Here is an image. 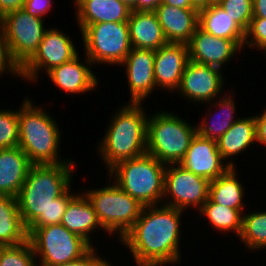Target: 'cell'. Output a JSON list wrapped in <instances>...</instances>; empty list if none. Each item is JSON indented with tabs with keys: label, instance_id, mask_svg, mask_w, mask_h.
Instances as JSON below:
<instances>
[{
	"label": "cell",
	"instance_id": "33",
	"mask_svg": "<svg viewBox=\"0 0 266 266\" xmlns=\"http://www.w3.org/2000/svg\"><path fill=\"white\" fill-rule=\"evenodd\" d=\"M19 146V122L17 109H0V149Z\"/></svg>",
	"mask_w": 266,
	"mask_h": 266
},
{
	"label": "cell",
	"instance_id": "37",
	"mask_svg": "<svg viewBox=\"0 0 266 266\" xmlns=\"http://www.w3.org/2000/svg\"><path fill=\"white\" fill-rule=\"evenodd\" d=\"M96 248V246L92 247L87 253L77 260L56 266H113L112 262L101 256L100 252Z\"/></svg>",
	"mask_w": 266,
	"mask_h": 266
},
{
	"label": "cell",
	"instance_id": "10",
	"mask_svg": "<svg viewBox=\"0 0 266 266\" xmlns=\"http://www.w3.org/2000/svg\"><path fill=\"white\" fill-rule=\"evenodd\" d=\"M44 22L24 9L11 11L0 19L10 54L20 68L37 52L48 28Z\"/></svg>",
	"mask_w": 266,
	"mask_h": 266
},
{
	"label": "cell",
	"instance_id": "25",
	"mask_svg": "<svg viewBox=\"0 0 266 266\" xmlns=\"http://www.w3.org/2000/svg\"><path fill=\"white\" fill-rule=\"evenodd\" d=\"M127 23L132 48L156 51L168 43L155 11H131Z\"/></svg>",
	"mask_w": 266,
	"mask_h": 266
},
{
	"label": "cell",
	"instance_id": "19",
	"mask_svg": "<svg viewBox=\"0 0 266 266\" xmlns=\"http://www.w3.org/2000/svg\"><path fill=\"white\" fill-rule=\"evenodd\" d=\"M235 97V92L232 93L228 89L222 96L210 103H206L205 105L206 107L208 106V108H206L201 120L196 124L197 134L217 141L226 133L231 128L232 124L240 118L236 116L238 110H236L237 105L233 99ZM213 112L216 113L213 114Z\"/></svg>",
	"mask_w": 266,
	"mask_h": 266
},
{
	"label": "cell",
	"instance_id": "44",
	"mask_svg": "<svg viewBox=\"0 0 266 266\" xmlns=\"http://www.w3.org/2000/svg\"><path fill=\"white\" fill-rule=\"evenodd\" d=\"M191 4L198 10L208 7L212 4L209 0H190Z\"/></svg>",
	"mask_w": 266,
	"mask_h": 266
},
{
	"label": "cell",
	"instance_id": "12",
	"mask_svg": "<svg viewBox=\"0 0 266 266\" xmlns=\"http://www.w3.org/2000/svg\"><path fill=\"white\" fill-rule=\"evenodd\" d=\"M210 181L179 164L166 165L162 204L182 211L200 210L209 198Z\"/></svg>",
	"mask_w": 266,
	"mask_h": 266
},
{
	"label": "cell",
	"instance_id": "18",
	"mask_svg": "<svg viewBox=\"0 0 266 266\" xmlns=\"http://www.w3.org/2000/svg\"><path fill=\"white\" fill-rule=\"evenodd\" d=\"M189 61L187 44L167 43L155 51L154 79L157 90L176 93Z\"/></svg>",
	"mask_w": 266,
	"mask_h": 266
},
{
	"label": "cell",
	"instance_id": "9",
	"mask_svg": "<svg viewBox=\"0 0 266 266\" xmlns=\"http://www.w3.org/2000/svg\"><path fill=\"white\" fill-rule=\"evenodd\" d=\"M38 266H56L81 258L92 246L61 224L27 228Z\"/></svg>",
	"mask_w": 266,
	"mask_h": 266
},
{
	"label": "cell",
	"instance_id": "11",
	"mask_svg": "<svg viewBox=\"0 0 266 266\" xmlns=\"http://www.w3.org/2000/svg\"><path fill=\"white\" fill-rule=\"evenodd\" d=\"M60 29L48 26L37 52L21 68V80L38 84L41 74L45 75L54 67L69 62L80 54L75 40L63 32V28Z\"/></svg>",
	"mask_w": 266,
	"mask_h": 266
},
{
	"label": "cell",
	"instance_id": "5",
	"mask_svg": "<svg viewBox=\"0 0 266 266\" xmlns=\"http://www.w3.org/2000/svg\"><path fill=\"white\" fill-rule=\"evenodd\" d=\"M166 165L152 155L124 160L106 175L143 207L162 204Z\"/></svg>",
	"mask_w": 266,
	"mask_h": 266
},
{
	"label": "cell",
	"instance_id": "40",
	"mask_svg": "<svg viewBox=\"0 0 266 266\" xmlns=\"http://www.w3.org/2000/svg\"><path fill=\"white\" fill-rule=\"evenodd\" d=\"M25 0H0V19L11 11L23 9Z\"/></svg>",
	"mask_w": 266,
	"mask_h": 266
},
{
	"label": "cell",
	"instance_id": "13",
	"mask_svg": "<svg viewBox=\"0 0 266 266\" xmlns=\"http://www.w3.org/2000/svg\"><path fill=\"white\" fill-rule=\"evenodd\" d=\"M225 84L223 70L189 60L176 94L188 103L206 104L225 94Z\"/></svg>",
	"mask_w": 266,
	"mask_h": 266
},
{
	"label": "cell",
	"instance_id": "45",
	"mask_svg": "<svg viewBox=\"0 0 266 266\" xmlns=\"http://www.w3.org/2000/svg\"><path fill=\"white\" fill-rule=\"evenodd\" d=\"M126 3L130 8L136 3V0H121Z\"/></svg>",
	"mask_w": 266,
	"mask_h": 266
},
{
	"label": "cell",
	"instance_id": "15",
	"mask_svg": "<svg viewBox=\"0 0 266 266\" xmlns=\"http://www.w3.org/2000/svg\"><path fill=\"white\" fill-rule=\"evenodd\" d=\"M189 60L222 70L242 49L233 41L215 37L199 26L187 43Z\"/></svg>",
	"mask_w": 266,
	"mask_h": 266
},
{
	"label": "cell",
	"instance_id": "23",
	"mask_svg": "<svg viewBox=\"0 0 266 266\" xmlns=\"http://www.w3.org/2000/svg\"><path fill=\"white\" fill-rule=\"evenodd\" d=\"M80 191L67 205L60 224L69 231L81 236L92 247H95L93 233H97L100 230L107 235L108 233L100 225L90 200L82 192L81 188Z\"/></svg>",
	"mask_w": 266,
	"mask_h": 266
},
{
	"label": "cell",
	"instance_id": "14",
	"mask_svg": "<svg viewBox=\"0 0 266 266\" xmlns=\"http://www.w3.org/2000/svg\"><path fill=\"white\" fill-rule=\"evenodd\" d=\"M155 51L132 48L125 60L119 65L124 68L130 99L128 103H145L157 90L154 79ZM146 99V100H145Z\"/></svg>",
	"mask_w": 266,
	"mask_h": 266
},
{
	"label": "cell",
	"instance_id": "26",
	"mask_svg": "<svg viewBox=\"0 0 266 266\" xmlns=\"http://www.w3.org/2000/svg\"><path fill=\"white\" fill-rule=\"evenodd\" d=\"M198 26L215 37L233 40L243 50L245 31L218 4L199 10Z\"/></svg>",
	"mask_w": 266,
	"mask_h": 266
},
{
	"label": "cell",
	"instance_id": "39",
	"mask_svg": "<svg viewBox=\"0 0 266 266\" xmlns=\"http://www.w3.org/2000/svg\"><path fill=\"white\" fill-rule=\"evenodd\" d=\"M262 113L254 114L256 123V142L266 149V105Z\"/></svg>",
	"mask_w": 266,
	"mask_h": 266
},
{
	"label": "cell",
	"instance_id": "21",
	"mask_svg": "<svg viewBox=\"0 0 266 266\" xmlns=\"http://www.w3.org/2000/svg\"><path fill=\"white\" fill-rule=\"evenodd\" d=\"M73 3L80 31L95 23L127 22L131 13V8L121 0H73Z\"/></svg>",
	"mask_w": 266,
	"mask_h": 266
},
{
	"label": "cell",
	"instance_id": "27",
	"mask_svg": "<svg viewBox=\"0 0 266 266\" xmlns=\"http://www.w3.org/2000/svg\"><path fill=\"white\" fill-rule=\"evenodd\" d=\"M242 183V184H241ZM245 189L237 168H229L225 173L220 175L209 184V198L217 204L232 209H247L245 201ZM245 195V196H244Z\"/></svg>",
	"mask_w": 266,
	"mask_h": 266
},
{
	"label": "cell",
	"instance_id": "6",
	"mask_svg": "<svg viewBox=\"0 0 266 266\" xmlns=\"http://www.w3.org/2000/svg\"><path fill=\"white\" fill-rule=\"evenodd\" d=\"M153 113L147 120L146 153L164 165L179 164L197 133L196 124L174 111L162 109Z\"/></svg>",
	"mask_w": 266,
	"mask_h": 266
},
{
	"label": "cell",
	"instance_id": "17",
	"mask_svg": "<svg viewBox=\"0 0 266 266\" xmlns=\"http://www.w3.org/2000/svg\"><path fill=\"white\" fill-rule=\"evenodd\" d=\"M179 165L209 181L215 180L230 168L220 155L217 141L197 133Z\"/></svg>",
	"mask_w": 266,
	"mask_h": 266
},
{
	"label": "cell",
	"instance_id": "41",
	"mask_svg": "<svg viewBox=\"0 0 266 266\" xmlns=\"http://www.w3.org/2000/svg\"><path fill=\"white\" fill-rule=\"evenodd\" d=\"M162 4V0H136L131 11H155Z\"/></svg>",
	"mask_w": 266,
	"mask_h": 266
},
{
	"label": "cell",
	"instance_id": "38",
	"mask_svg": "<svg viewBox=\"0 0 266 266\" xmlns=\"http://www.w3.org/2000/svg\"><path fill=\"white\" fill-rule=\"evenodd\" d=\"M53 1L54 0H25L23 9L33 17L45 20V16L50 13L55 3Z\"/></svg>",
	"mask_w": 266,
	"mask_h": 266
},
{
	"label": "cell",
	"instance_id": "16",
	"mask_svg": "<svg viewBox=\"0 0 266 266\" xmlns=\"http://www.w3.org/2000/svg\"><path fill=\"white\" fill-rule=\"evenodd\" d=\"M78 55L73 60L63 63L60 66L54 67L48 71L45 75L49 78L51 84L55 85L62 93H69V95L90 93L98 90L100 81L93 70L94 65L84 55L83 58ZM92 66V67H91Z\"/></svg>",
	"mask_w": 266,
	"mask_h": 266
},
{
	"label": "cell",
	"instance_id": "32",
	"mask_svg": "<svg viewBox=\"0 0 266 266\" xmlns=\"http://www.w3.org/2000/svg\"><path fill=\"white\" fill-rule=\"evenodd\" d=\"M70 187L62 196L53 200L45 213H42L28 228H41L49 225L60 224L69 202L78 194ZM75 192V193H74Z\"/></svg>",
	"mask_w": 266,
	"mask_h": 266
},
{
	"label": "cell",
	"instance_id": "3",
	"mask_svg": "<svg viewBox=\"0 0 266 266\" xmlns=\"http://www.w3.org/2000/svg\"><path fill=\"white\" fill-rule=\"evenodd\" d=\"M23 100L18 106L19 147L30 163L44 165L71 162V158L60 156L62 131L53 114L45 110V106L36 105L28 95Z\"/></svg>",
	"mask_w": 266,
	"mask_h": 266
},
{
	"label": "cell",
	"instance_id": "7",
	"mask_svg": "<svg viewBox=\"0 0 266 266\" xmlns=\"http://www.w3.org/2000/svg\"><path fill=\"white\" fill-rule=\"evenodd\" d=\"M108 180V181H107ZM105 186L82 189L90 200L102 228L118 241L134 225L143 206L109 177Z\"/></svg>",
	"mask_w": 266,
	"mask_h": 266
},
{
	"label": "cell",
	"instance_id": "20",
	"mask_svg": "<svg viewBox=\"0 0 266 266\" xmlns=\"http://www.w3.org/2000/svg\"><path fill=\"white\" fill-rule=\"evenodd\" d=\"M155 13L168 43L187 44L199 25L198 9L160 4Z\"/></svg>",
	"mask_w": 266,
	"mask_h": 266
},
{
	"label": "cell",
	"instance_id": "46",
	"mask_svg": "<svg viewBox=\"0 0 266 266\" xmlns=\"http://www.w3.org/2000/svg\"><path fill=\"white\" fill-rule=\"evenodd\" d=\"M212 4H217L220 0H209Z\"/></svg>",
	"mask_w": 266,
	"mask_h": 266
},
{
	"label": "cell",
	"instance_id": "43",
	"mask_svg": "<svg viewBox=\"0 0 266 266\" xmlns=\"http://www.w3.org/2000/svg\"><path fill=\"white\" fill-rule=\"evenodd\" d=\"M162 3L183 9H196L190 0H162Z\"/></svg>",
	"mask_w": 266,
	"mask_h": 266
},
{
	"label": "cell",
	"instance_id": "36",
	"mask_svg": "<svg viewBox=\"0 0 266 266\" xmlns=\"http://www.w3.org/2000/svg\"><path fill=\"white\" fill-rule=\"evenodd\" d=\"M6 74L14 77L15 79L16 77L19 79L22 78L21 68L10 54L8 43L0 23V77L2 78V76H5Z\"/></svg>",
	"mask_w": 266,
	"mask_h": 266
},
{
	"label": "cell",
	"instance_id": "29",
	"mask_svg": "<svg viewBox=\"0 0 266 266\" xmlns=\"http://www.w3.org/2000/svg\"><path fill=\"white\" fill-rule=\"evenodd\" d=\"M246 209H232L229 207L222 206L214 203L210 198L203 204L199 211H196L205 219H207L209 227L216 230L218 233L226 234L230 233L235 236L240 235L242 227V217ZM232 232V233H231Z\"/></svg>",
	"mask_w": 266,
	"mask_h": 266
},
{
	"label": "cell",
	"instance_id": "35",
	"mask_svg": "<svg viewBox=\"0 0 266 266\" xmlns=\"http://www.w3.org/2000/svg\"><path fill=\"white\" fill-rule=\"evenodd\" d=\"M256 49L264 52L266 56V18L253 17L248 30L245 32L243 49ZM266 58V57H265Z\"/></svg>",
	"mask_w": 266,
	"mask_h": 266
},
{
	"label": "cell",
	"instance_id": "1",
	"mask_svg": "<svg viewBox=\"0 0 266 266\" xmlns=\"http://www.w3.org/2000/svg\"><path fill=\"white\" fill-rule=\"evenodd\" d=\"M185 212L164 204L145 206L118 243L129 249L135 266L180 264L183 259L180 242L184 237L180 219Z\"/></svg>",
	"mask_w": 266,
	"mask_h": 266
},
{
	"label": "cell",
	"instance_id": "2",
	"mask_svg": "<svg viewBox=\"0 0 266 266\" xmlns=\"http://www.w3.org/2000/svg\"><path fill=\"white\" fill-rule=\"evenodd\" d=\"M143 103H126L109 118L96 152L106 173L117 163L139 157L147 149L148 109ZM147 110V111H146ZM114 114V115H113ZM102 139V140H101Z\"/></svg>",
	"mask_w": 266,
	"mask_h": 266
},
{
	"label": "cell",
	"instance_id": "30",
	"mask_svg": "<svg viewBox=\"0 0 266 266\" xmlns=\"http://www.w3.org/2000/svg\"><path fill=\"white\" fill-rule=\"evenodd\" d=\"M258 210L243 213L241 232L238 236V240L249 253L266 249V209Z\"/></svg>",
	"mask_w": 266,
	"mask_h": 266
},
{
	"label": "cell",
	"instance_id": "31",
	"mask_svg": "<svg viewBox=\"0 0 266 266\" xmlns=\"http://www.w3.org/2000/svg\"><path fill=\"white\" fill-rule=\"evenodd\" d=\"M0 266H38L30 241L16 246H1Z\"/></svg>",
	"mask_w": 266,
	"mask_h": 266
},
{
	"label": "cell",
	"instance_id": "22",
	"mask_svg": "<svg viewBox=\"0 0 266 266\" xmlns=\"http://www.w3.org/2000/svg\"><path fill=\"white\" fill-rule=\"evenodd\" d=\"M256 142V123L254 115L240 117L235 121L231 128L224 133L218 140L217 146L223 160L230 168L236 166L235 159L238 155H244L249 148L254 147Z\"/></svg>",
	"mask_w": 266,
	"mask_h": 266
},
{
	"label": "cell",
	"instance_id": "34",
	"mask_svg": "<svg viewBox=\"0 0 266 266\" xmlns=\"http://www.w3.org/2000/svg\"><path fill=\"white\" fill-rule=\"evenodd\" d=\"M245 32L253 18V0H220L217 3Z\"/></svg>",
	"mask_w": 266,
	"mask_h": 266
},
{
	"label": "cell",
	"instance_id": "42",
	"mask_svg": "<svg viewBox=\"0 0 266 266\" xmlns=\"http://www.w3.org/2000/svg\"><path fill=\"white\" fill-rule=\"evenodd\" d=\"M253 17L266 18V0H253Z\"/></svg>",
	"mask_w": 266,
	"mask_h": 266
},
{
	"label": "cell",
	"instance_id": "28",
	"mask_svg": "<svg viewBox=\"0 0 266 266\" xmlns=\"http://www.w3.org/2000/svg\"><path fill=\"white\" fill-rule=\"evenodd\" d=\"M28 240L17 198L0 195V246H16Z\"/></svg>",
	"mask_w": 266,
	"mask_h": 266
},
{
	"label": "cell",
	"instance_id": "8",
	"mask_svg": "<svg viewBox=\"0 0 266 266\" xmlns=\"http://www.w3.org/2000/svg\"><path fill=\"white\" fill-rule=\"evenodd\" d=\"M84 55L96 67L119 66L132 49L127 22H101L80 31ZM97 64V65H96Z\"/></svg>",
	"mask_w": 266,
	"mask_h": 266
},
{
	"label": "cell",
	"instance_id": "4",
	"mask_svg": "<svg viewBox=\"0 0 266 266\" xmlns=\"http://www.w3.org/2000/svg\"><path fill=\"white\" fill-rule=\"evenodd\" d=\"M75 163L72 160L30 167L17 196L20 216L26 228L47 211L54 199L62 196L74 184Z\"/></svg>",
	"mask_w": 266,
	"mask_h": 266
},
{
	"label": "cell",
	"instance_id": "24",
	"mask_svg": "<svg viewBox=\"0 0 266 266\" xmlns=\"http://www.w3.org/2000/svg\"><path fill=\"white\" fill-rule=\"evenodd\" d=\"M31 166L19 146L0 149V195L17 198Z\"/></svg>",
	"mask_w": 266,
	"mask_h": 266
}]
</instances>
